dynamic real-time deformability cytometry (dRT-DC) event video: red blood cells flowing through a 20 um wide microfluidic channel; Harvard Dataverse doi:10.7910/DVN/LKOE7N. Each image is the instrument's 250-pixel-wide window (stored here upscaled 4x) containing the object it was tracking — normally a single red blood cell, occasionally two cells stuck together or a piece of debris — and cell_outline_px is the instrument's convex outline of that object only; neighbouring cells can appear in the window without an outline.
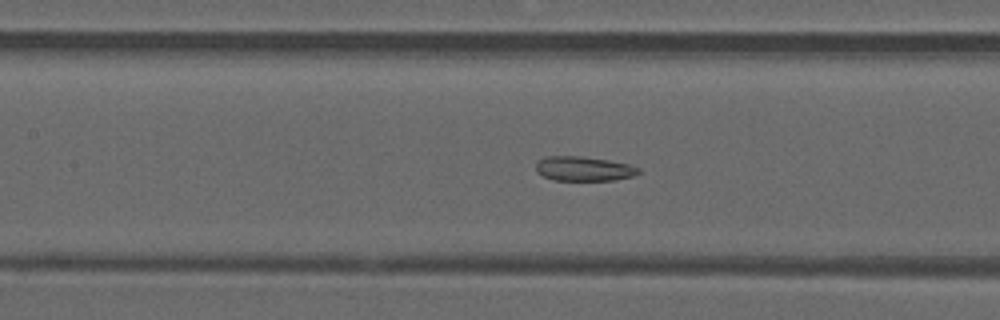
{"species": "common noctule bat (a hibernating species)", "species_latin": "Nyctalus noctula", "temperature_condition": "warm", "stored_images_in_passage": 10, "camera_frame_rate_fps": 3000, "um_per_image_px": 0.085, "animal": {"sex": "male", "forearm_length_mm": 52.5}, "frame": {"image": 1, "passage_image": 9, "time_ms": 2.667, "image_size_px": [1000, 320], "cell_outline_px": [[640, 172], [632, 176], [612, 180], [552, 180], [536, 172], [536, 160], [548, 156], [580, 156], [608, 160], [628, 164], [640, 168]], "centroid_in_image_um": [49.58, 14.33], "position_along_channel_um": 157.8, "area_um2": 14.62}}